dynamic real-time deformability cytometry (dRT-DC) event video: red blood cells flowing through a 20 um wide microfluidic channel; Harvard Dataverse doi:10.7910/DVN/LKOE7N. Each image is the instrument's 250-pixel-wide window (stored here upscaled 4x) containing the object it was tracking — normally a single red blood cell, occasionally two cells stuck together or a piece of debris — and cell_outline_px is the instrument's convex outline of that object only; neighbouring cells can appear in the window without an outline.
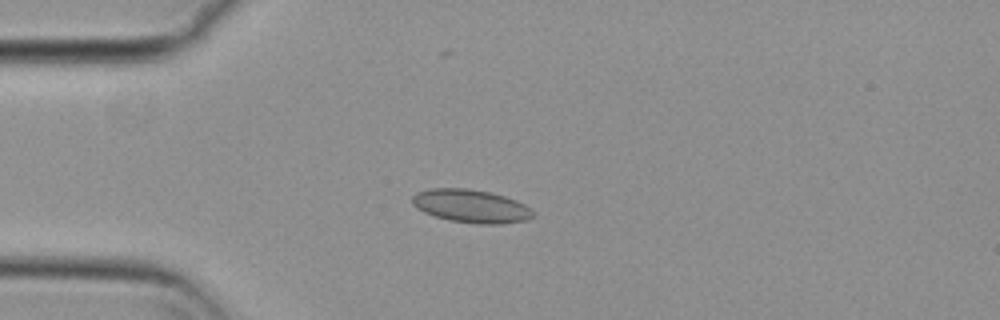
{"species": "common noctule bat (a hibernating species)", "species_latin": "Nyctalus noctula", "temperature_condition": "cold", "stored_images_in_passage": 55, "camera_frame_rate_fps": 3000, "um_per_image_px": 0.085, "animal": {"sex": "female", "body_mass_g": 29.2, "forearm_length_mm": 56.3}, "frame": {"image": 1, "passage_image": 14, "time_ms": 4.333, "image_size_px": [1000, 320], "cell_outline_px": [[536, 216], [528, 220], [500, 224], [476, 224], [448, 220], [424, 212], [416, 208], [412, 204], [412, 196], [416, 192], [428, 188], [468, 188], [488, 192], [504, 196], [516, 200], [524, 204], [536, 212]], "centroid_in_image_um": [40.05, 17.52], "position_along_channel_um": 44.9, "area_um2": 23.64}}
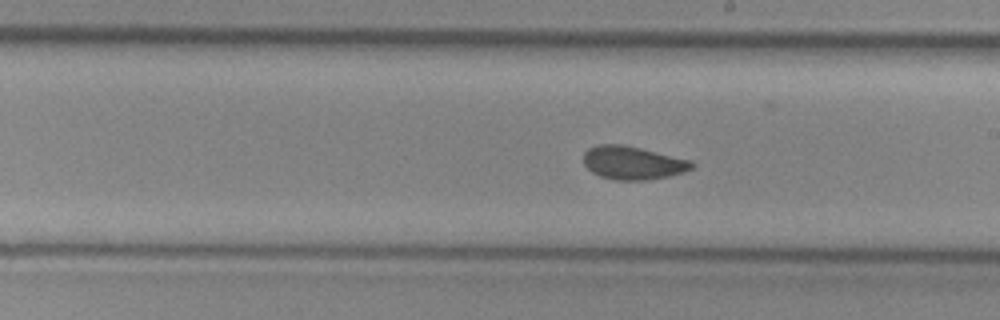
{"frame": {"image": 2, "passage_image": 31, "time_ms": 10.0, "image_size_px": [1000, 320], "cell_outline_px": [[696, 164], [692, 168], [684, 172], [668, 176], [648, 180], [616, 180], [600, 176], [592, 172], [584, 164], [584, 152], [588, 148], [600, 144], [624, 144], [692, 160]], "centroid_in_image_um": [53.81, 13.83], "position_along_channel_um": 235.2, "area_um2": 21.1}}
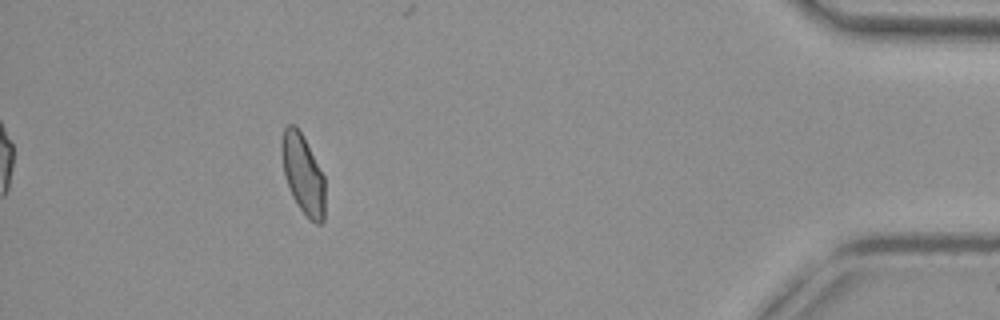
{"frame": {"image": 3, "passage_image": 50, "time_ms": 16.333, "image_size_px": [1000, 320], "cell_outline_px": [[324, 220], [320, 224], [316, 224], [300, 208], [292, 196], [284, 176], [280, 152], [280, 140], [284, 128], [288, 124], [296, 124], [324, 176]], "centroid_in_image_um": [25.71, 14.76], "position_along_channel_um": 409.5, "area_um2": 20.0}, "authors_computed_cell_mechanics": {"area_um2": 21.097, "velocity_mm_per_s": 3.7038, "shape_relaxation_time_tau1_ms": null, "shape_relaxation_time_tau2_ms": 1.2121, "deformation_change_tau1": null, "deformation_change_tau2": 0.0567}}